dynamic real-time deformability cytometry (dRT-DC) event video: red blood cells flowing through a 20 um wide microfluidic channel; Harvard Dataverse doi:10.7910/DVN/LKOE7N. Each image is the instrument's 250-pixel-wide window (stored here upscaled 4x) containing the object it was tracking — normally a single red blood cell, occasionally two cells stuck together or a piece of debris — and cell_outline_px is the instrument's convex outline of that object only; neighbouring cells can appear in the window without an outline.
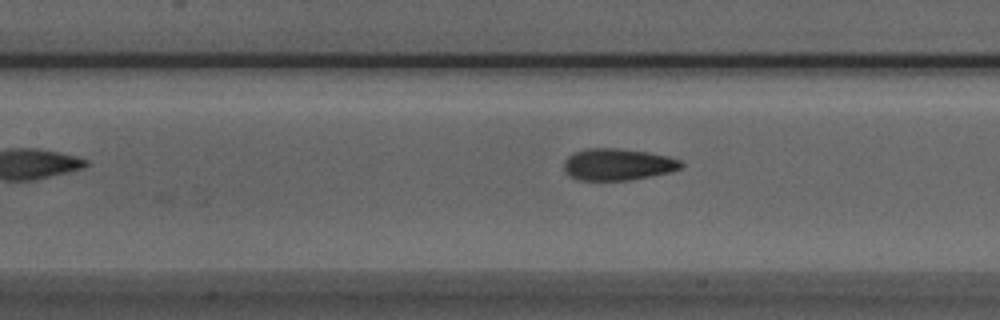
{"species": "Egyptian fruit bat (a non-hibernating species)", "species_latin": "Rousettus aegyptiacus", "temperature_condition": "room temperature", "stored_images_in_passage": 13, "segment_of_instrument_passage": [2, 2], "camera_frame_rate_fps": 3000, "um_per_image_px": 0.085, "animal": {"sex": "male"}, "frame": {"image": 1, "passage_image": 13, "time_ms": 4.0, "image_size_px": [1000, 320], "cell_outline_px": [[684, 164], [680, 168], [668, 172], [652, 176], [628, 180], [580, 180], [568, 176], [564, 172], [564, 160], [572, 152], [588, 148], [616, 148], [648, 152], [668, 156], [680, 160]], "centroid_in_image_um": [52.46, 13.97], "position_along_channel_um": 154.9, "area_um2": 21.79}}